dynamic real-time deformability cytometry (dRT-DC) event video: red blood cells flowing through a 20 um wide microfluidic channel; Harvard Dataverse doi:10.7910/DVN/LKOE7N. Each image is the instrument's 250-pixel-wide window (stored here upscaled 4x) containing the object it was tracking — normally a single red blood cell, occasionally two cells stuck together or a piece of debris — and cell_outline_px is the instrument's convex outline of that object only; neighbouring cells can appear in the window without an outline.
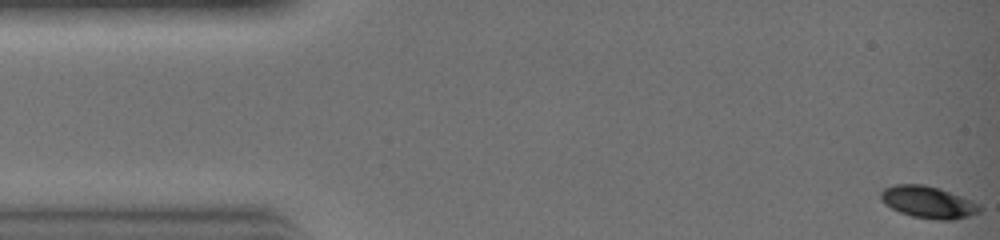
{"species": "common noctule bat (a hibernating species)", "species_latin": "Nyctalus noctula", "temperature_condition": "warm", "stored_images_in_passage": 21, "camera_frame_rate_fps": 3000, "um_per_image_px": 0.085, "animal": {"sex": "female", "body_mass_g": 19.0, "forearm_length_mm": 51.5}, "frame": {"image": 1, "passage_image": 1, "time_ms": 0.0, "image_size_px": [1000, 240], "cell_outline_px": [[984, 208], [980, 212], [956, 220], [936, 220], [912, 216], [900, 212], [884, 204], [880, 200], [880, 192], [884, 188], [896, 184], [924, 184], [940, 188], [972, 200], [980, 204]], "centroid_in_image_um": [78.92, 17.18], "position_along_channel_um": 6.1, "area_um2": 18.73}}
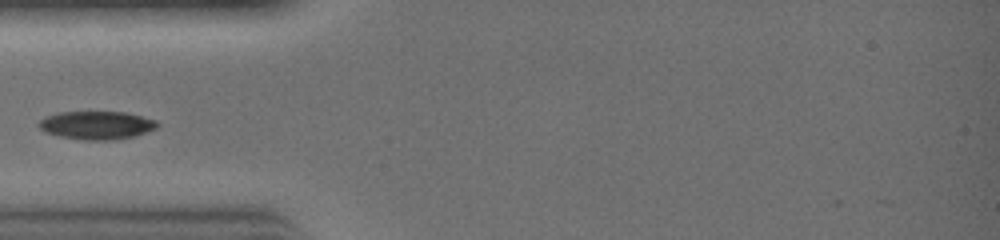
{"frame": {"image": 2, "passage_image": 10, "time_ms": 3.0, "image_size_px": [1000, 240], "cell_outline_px": [[160, 124], [156, 128], [136, 136], [112, 140], [84, 140], [60, 136], [44, 132], [36, 124], [44, 116], [60, 112], [124, 112], [156, 120]], "centroid_in_image_um": [8.19, 10.64], "position_along_channel_um": 76.8, "area_um2": 19.54}}
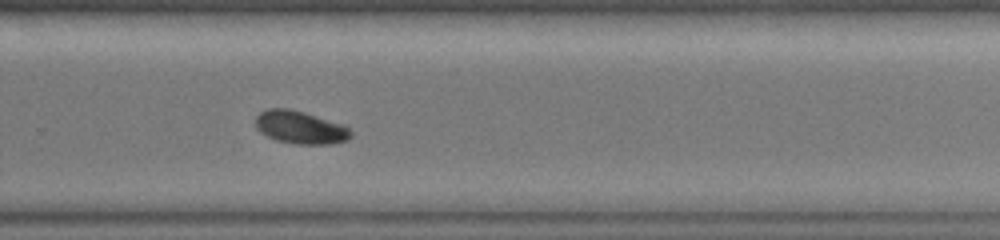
{"frame": {"image": 3, "passage_image": 21, "time_ms": 6.667, "image_size_px": [1000, 240], "cell_outline_px": [[352, 136], [348, 140], [332, 144], [296, 144], [276, 140], [260, 132], [256, 128], [256, 116], [260, 112], [268, 108], [288, 108], [304, 112], [344, 124], [352, 132]], "centroid_in_image_um": [25.54, 10.83], "position_along_channel_um": 304.3, "area_um2": 18.38}}